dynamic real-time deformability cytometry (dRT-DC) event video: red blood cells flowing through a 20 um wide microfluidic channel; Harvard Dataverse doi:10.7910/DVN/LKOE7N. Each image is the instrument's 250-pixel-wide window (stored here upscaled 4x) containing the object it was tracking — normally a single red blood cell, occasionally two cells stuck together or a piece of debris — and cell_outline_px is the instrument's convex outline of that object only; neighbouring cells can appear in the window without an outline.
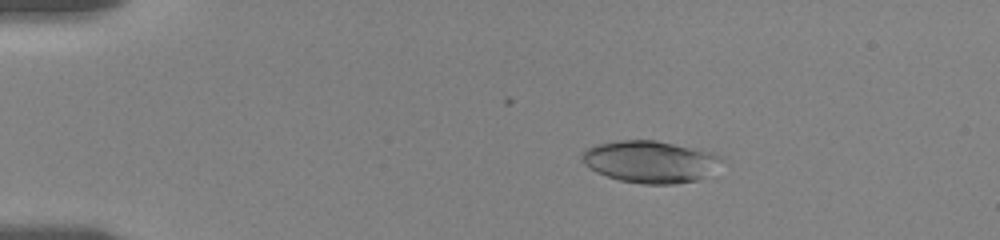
{"species": "human", "species_latin": "Homo sapiens", "temperature_condition": "room temperature", "stored_images_in_passage": 25, "camera_frame_rate_fps": 3000, "um_per_image_px": 0.085, "donor": {"sex": "female"}, "frame": {"image": 1, "passage_image": 1, "time_ms": 0.0, "image_size_px": [1000, 240], "cell_outline_px": [[724, 160], [704, 176], [696, 180], [676, 184], [640, 184], [620, 180], [596, 172], [584, 164], [580, 156], [584, 148], [596, 144], [616, 140], [656, 140], [700, 148], [724, 156]], "centroid_in_image_um": [55.25, 13.72], "position_along_channel_um": 29.7, "area_um2": 34.56}}
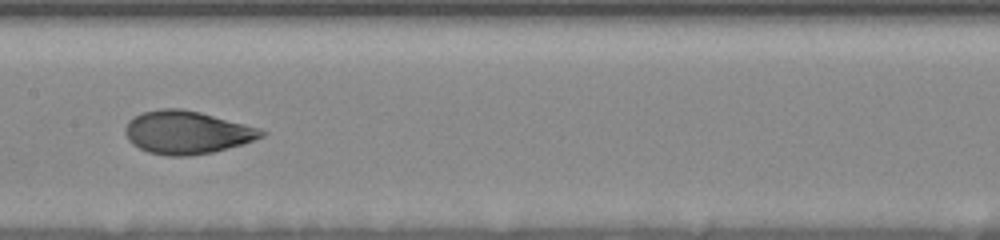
{"frame": {"image": 2, "passage_image": 15, "time_ms": 6.333, "image_size_px": [1000, 240], "cell_outline_px": [[268, 132], [264, 136], [244, 144], [212, 152], [188, 156], [168, 156], [148, 152], [132, 144], [128, 140], [124, 132], [124, 128], [128, 120], [144, 112], [160, 108], [180, 108], [200, 112], [260, 128]], "centroid_in_image_um": [15.88, 11.26], "position_along_channel_um": 191.5, "area_um2": 34.22}}
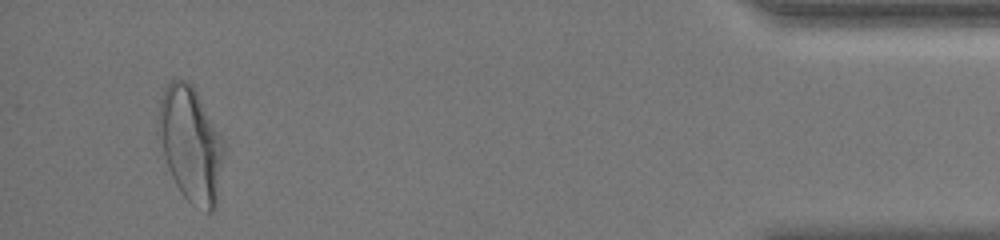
{"frame": {"image": 3, "passage_image": 25, "time_ms": 14.333, "image_size_px": [1000, 240], "cell_outline_px": [[224, 156], [216, 208], [212, 212], [208, 212], [192, 204], [180, 192], [168, 168], [156, 132], [156, 116], [160, 100], [164, 88], [172, 80], [188, 80], [192, 84], [224, 140]], "centroid_in_image_um": [16.19, 12.25], "position_along_channel_um": 419.0, "area_um2": 44.33}, "authors_computed_cell_mechanics": {"area_um2": 33.8708, "velocity_mm_per_s": 3.6172, "shape_relaxation_time_tau1_ms": 3.6145, "shape_relaxation_time_tau2_ms": 1.0297, "deformation_change_tau1": 0.1526, "deformation_change_tau2": 0.0651}}